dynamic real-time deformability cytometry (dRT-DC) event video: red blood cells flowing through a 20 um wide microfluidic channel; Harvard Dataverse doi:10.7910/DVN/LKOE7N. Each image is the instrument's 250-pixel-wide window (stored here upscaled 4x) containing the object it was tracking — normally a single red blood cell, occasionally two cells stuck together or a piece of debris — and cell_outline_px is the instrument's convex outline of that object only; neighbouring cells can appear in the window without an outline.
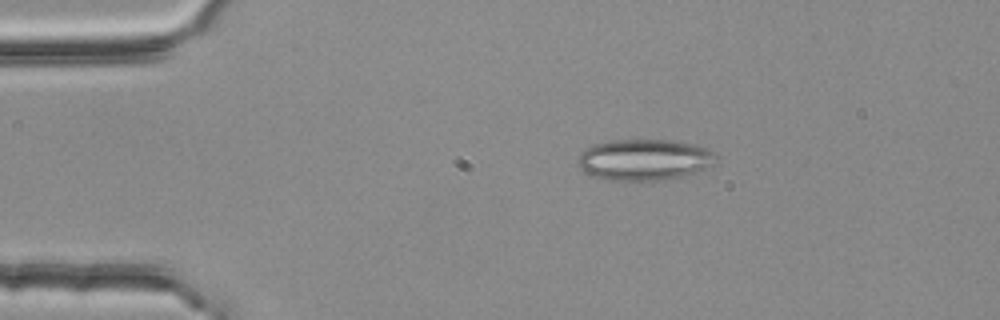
{"species": "common noctule bat (a hibernating species)", "species_latin": "Nyctalus noctula", "temperature_condition": "room temperature", "stored_images_in_passage": 49, "segment_of_instrument_passage": [1, 2], "camera_frame_rate_fps": 3000, "um_per_image_px": 0.085, "animal": {"sex": "female", "body_mass_g": 25.1}, "frame": {"image": 1, "passage_image": 5, "time_ms": 1.333, "image_size_px": [1000, 320], "cell_outline_px": [[716, 156], [712, 164], [696, 172], [680, 176], [660, 180], [612, 180], [596, 176], [584, 172], [580, 168], [576, 160], [580, 152], [584, 148], [592, 144], [608, 140], [672, 140], [692, 144], [708, 148]], "centroid_in_image_um": [54.7, 13.55], "position_along_channel_um": 30.3, "area_um2": 33.0}}